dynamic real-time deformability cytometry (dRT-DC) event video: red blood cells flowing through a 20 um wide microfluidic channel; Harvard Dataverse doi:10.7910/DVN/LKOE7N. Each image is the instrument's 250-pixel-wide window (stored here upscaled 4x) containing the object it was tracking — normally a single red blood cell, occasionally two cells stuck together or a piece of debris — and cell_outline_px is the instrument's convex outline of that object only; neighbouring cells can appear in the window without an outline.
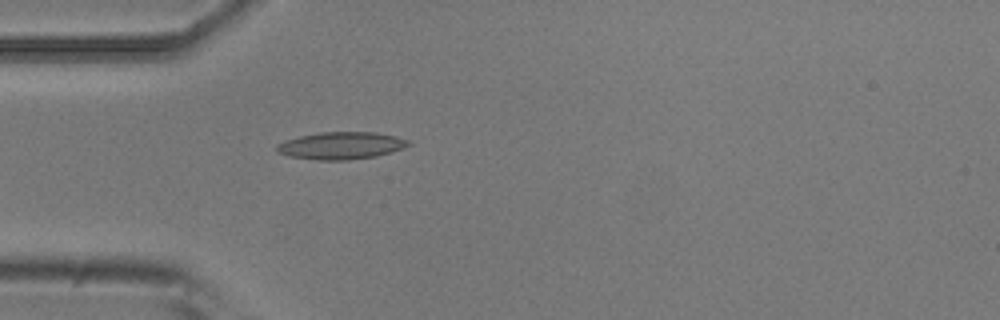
{"species": "common noctule bat (a hibernating species)", "species_latin": "Nyctalus noctula", "temperature_condition": "room temperature", "stored_images_in_passage": 4, "camera_frame_rate_fps": 3000, "um_per_image_px": 0.085, "animal": {"sex": "male", "body_mass_g": 20.5, "forearm_length_mm": 52.5}, "frame": {"image": 1, "passage_image": 4, "time_ms": 1.0, "image_size_px": [1000, 320], "cell_outline_px": [[412, 144], [404, 148], [392, 152], [376, 156], [348, 160], [320, 160], [288, 156], [276, 152], [276, 144], [284, 140], [300, 136], [320, 132], [376, 132], [396, 136], [408, 140]], "centroid_in_image_um": [28.99, 12.37], "position_along_channel_um": 56.0, "area_um2": 21.1}}